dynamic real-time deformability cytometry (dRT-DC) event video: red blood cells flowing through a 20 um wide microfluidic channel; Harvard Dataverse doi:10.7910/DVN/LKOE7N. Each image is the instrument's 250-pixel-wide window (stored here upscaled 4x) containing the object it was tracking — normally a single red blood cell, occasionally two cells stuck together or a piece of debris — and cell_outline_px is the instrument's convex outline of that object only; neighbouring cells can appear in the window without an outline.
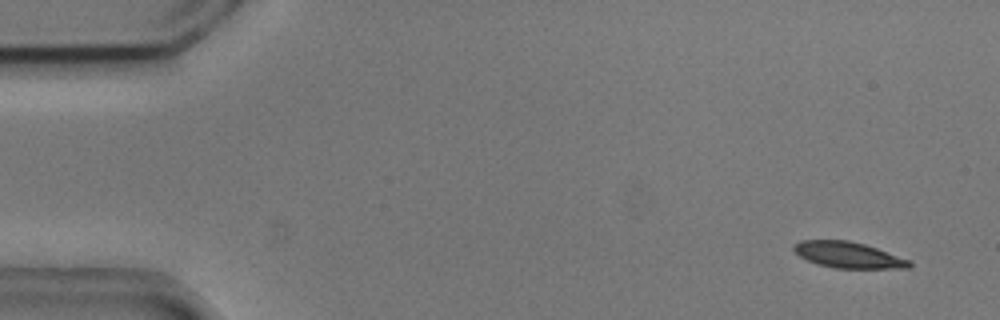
{"species": "common noctule bat (a hibernating species)", "species_latin": "Nyctalus noctula", "temperature_condition": "cold", "stored_images_in_passage": 3, "camera_frame_rate_fps": 3000, "um_per_image_px": 0.085, "animal": {"sex": "male", "body_mass_g": 20.5, "forearm_length_mm": 52.5}, "frame": {"image": 1, "passage_image": 1, "time_ms": 0.0, "image_size_px": [1000, 320], "cell_outline_px": [[912, 264], [908, 268], [836, 268], [816, 264], [800, 256], [792, 248], [800, 240], [848, 240], [864, 244], [912, 260]], "centroid_in_image_um": [72.12, 21.67], "position_along_channel_um": 12.9, "area_um2": 17.46}}